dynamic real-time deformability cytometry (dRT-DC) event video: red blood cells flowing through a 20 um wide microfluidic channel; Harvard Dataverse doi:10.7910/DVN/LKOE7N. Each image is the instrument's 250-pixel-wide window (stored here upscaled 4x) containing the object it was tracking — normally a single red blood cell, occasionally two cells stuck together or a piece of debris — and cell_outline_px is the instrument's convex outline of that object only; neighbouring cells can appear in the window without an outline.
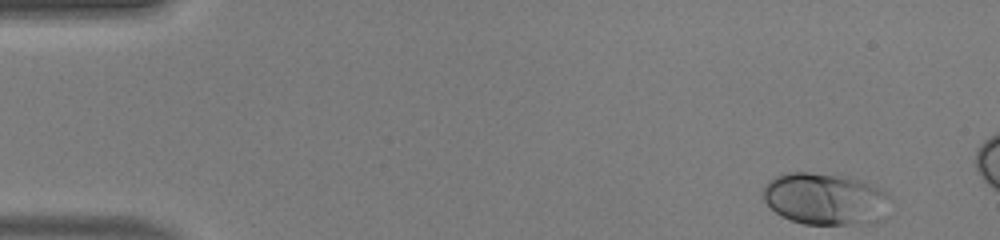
{"species": "human", "species_latin": "Homo sapiens", "temperature_condition": "warm", "stored_images_in_passage": 13, "camera_frame_rate_fps": 3000, "um_per_image_px": 0.085, "donor": {"sex": "male"}, "frame": {"image": 1, "passage_image": 1, "time_ms": 0.0, "image_size_px": [1000, 240], "cell_outline_px": [[892, 196], [856, 220], [848, 224], [804, 224], [780, 216], [764, 200], [760, 192], [768, 180], [784, 172], [808, 172], [848, 176], [864, 180]], "centroid_in_image_um": [69.81, 16.79], "position_along_channel_um": 15.2, "area_um2": 36.18}}